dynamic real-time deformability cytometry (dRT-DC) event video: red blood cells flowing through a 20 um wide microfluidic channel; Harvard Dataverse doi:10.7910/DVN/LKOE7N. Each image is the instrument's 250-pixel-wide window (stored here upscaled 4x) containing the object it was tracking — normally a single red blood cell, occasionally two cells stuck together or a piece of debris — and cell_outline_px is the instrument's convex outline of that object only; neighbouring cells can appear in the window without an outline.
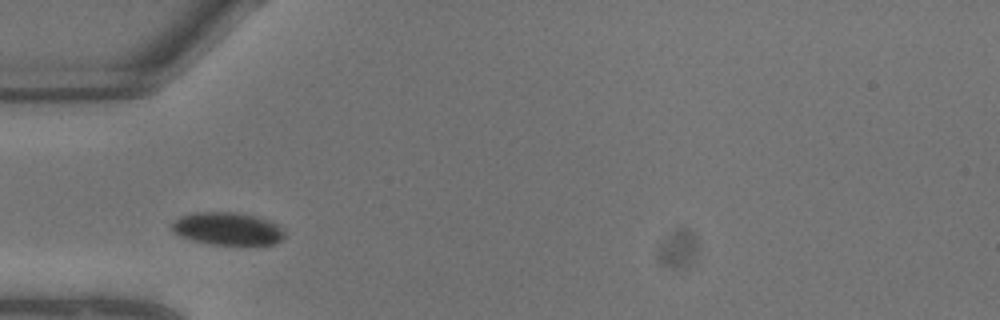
{"species": "common noctule bat (a hibernating species)", "species_latin": "Nyctalus noctula", "temperature_condition": "warm", "stored_images_in_passage": 3, "camera_frame_rate_fps": 3000, "um_per_image_px": 0.085, "animal": {"sex": "male", "body_mass_g": 13.3}, "frame": {"image": 1, "passage_image": 2, "time_ms": 0.333, "image_size_px": [1000, 320], "cell_outline_px": [[284, 236], [280, 240], [272, 244], [208, 244], [176, 236], [168, 228], [180, 216], [196, 212], [236, 212], [256, 216], [276, 224], [284, 232]], "centroid_in_image_um": [19.24, 19.44], "position_along_channel_um": 65.8, "area_um2": 21.44}}